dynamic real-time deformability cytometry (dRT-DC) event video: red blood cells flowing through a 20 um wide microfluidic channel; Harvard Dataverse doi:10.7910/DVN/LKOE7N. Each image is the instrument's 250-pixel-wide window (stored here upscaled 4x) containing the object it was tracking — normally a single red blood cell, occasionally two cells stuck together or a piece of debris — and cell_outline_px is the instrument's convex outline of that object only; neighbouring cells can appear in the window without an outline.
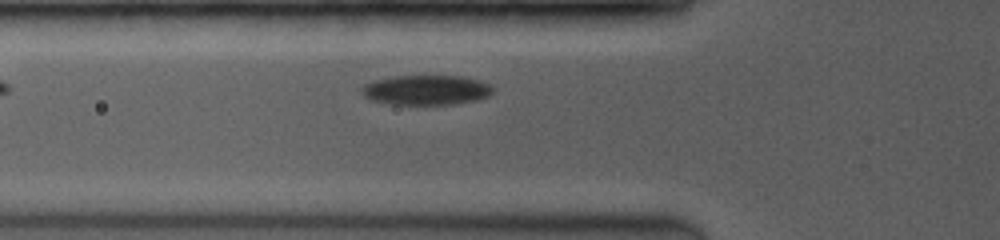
{"species": "common noctule bat (a hibernating species)", "species_latin": "Nyctalus noctula", "temperature_condition": "room temperature", "stored_images_in_passage": 3, "camera_frame_rate_fps": 3500, "um_per_image_px": 0.085, "animal": {"sex": "female", "body_mass_g": 19.0, "forearm_length_mm": 53.3}, "frame": {"image": 1, "passage_image": 3, "time_ms": 1.714, "image_size_px": [1000, 240], "cell_outline_px": [[492, 92], [488, 96], [476, 100], [452, 104], [392, 104], [372, 100], [364, 96], [360, 92], [364, 84], [376, 80], [396, 76], [464, 76], [480, 80], [488, 84], [492, 88]], "centroid_in_image_um": [36.23, 7.64], "position_along_channel_um": 89.6, "area_um2": 22.6}}